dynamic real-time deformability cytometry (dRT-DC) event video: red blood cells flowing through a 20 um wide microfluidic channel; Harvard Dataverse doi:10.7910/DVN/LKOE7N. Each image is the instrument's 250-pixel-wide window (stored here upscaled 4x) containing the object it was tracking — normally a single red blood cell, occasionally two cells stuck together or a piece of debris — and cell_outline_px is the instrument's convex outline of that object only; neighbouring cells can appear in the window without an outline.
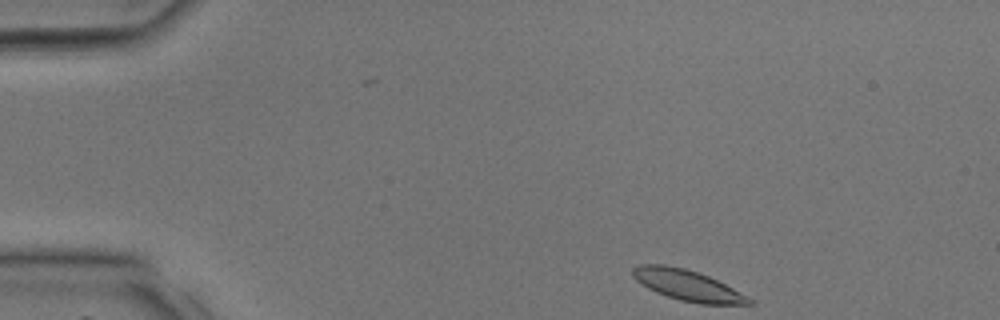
{"species": "common noctule bat (a hibernating species)", "species_latin": "Nyctalus noctula", "temperature_condition": "room temperature", "stored_images_in_passage": 34, "camera_frame_rate_fps": 3000, "um_per_image_px": 0.085, "animal": {"sex": "male", "body_mass_g": 17.9, "forearm_length_mm": 54.2}, "frame": {"image": 1, "passage_image": 1, "time_ms": 0.0, "image_size_px": [1000, 320], "cell_outline_px": [[752, 304], [700, 304], [680, 300], [656, 292], [648, 288], [636, 280], [632, 276], [632, 268], [640, 264], [664, 264], [684, 268], [708, 276], [732, 288], [752, 300]], "centroid_in_image_um": [58.37, 24.24], "position_along_channel_um": 26.6, "area_um2": 20.46}}
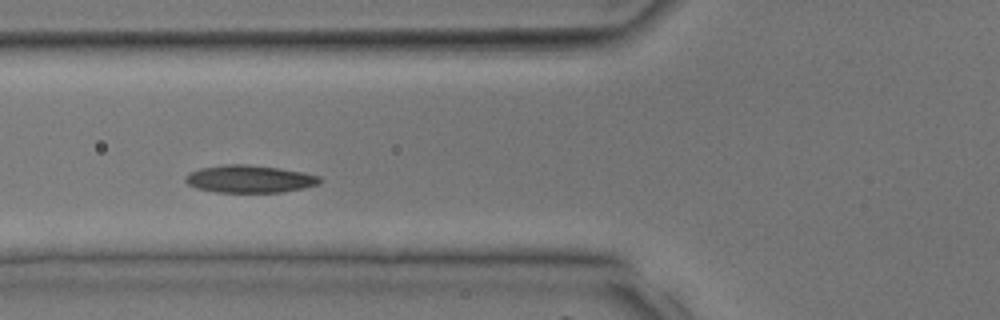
{"frame": {"image": 2, "passage_image": 10, "time_ms": 3.0, "image_size_px": [1000, 320], "cell_outline_px": [[320, 184], [280, 192], [216, 192], [196, 188], [188, 184], [184, 180], [184, 176], [188, 172], [200, 168], [224, 164], [248, 164], [304, 172], [320, 176]], "centroid_in_image_um": [21.15, 15.2], "position_along_channel_um": 104.6, "area_um2": 21.5}}
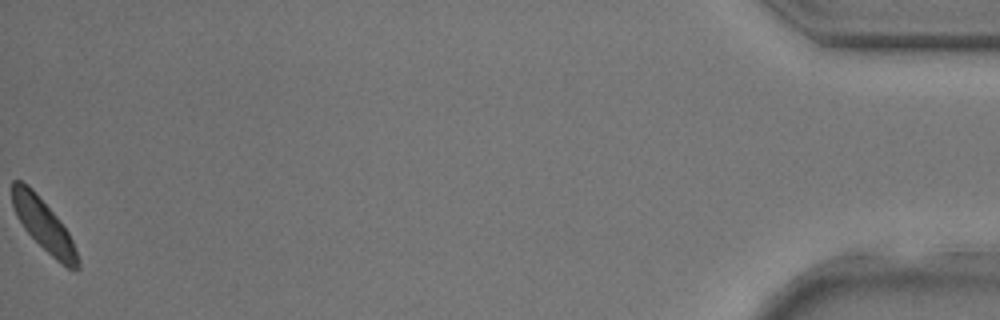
{"frame": {"image": 3, "passage_image": 34, "time_ms": 11.0, "image_size_px": [1000, 320], "cell_outline_px": [[80, 268], [76, 272], [68, 268], [56, 260], [24, 228], [16, 216], [12, 204], [12, 180], [20, 180], [28, 184], [32, 188], [60, 220], [68, 232], [72, 240], [80, 260]], "centroid_in_image_um": [3.73, 19.13], "position_along_channel_um": 431.5, "area_um2": 19.71}}